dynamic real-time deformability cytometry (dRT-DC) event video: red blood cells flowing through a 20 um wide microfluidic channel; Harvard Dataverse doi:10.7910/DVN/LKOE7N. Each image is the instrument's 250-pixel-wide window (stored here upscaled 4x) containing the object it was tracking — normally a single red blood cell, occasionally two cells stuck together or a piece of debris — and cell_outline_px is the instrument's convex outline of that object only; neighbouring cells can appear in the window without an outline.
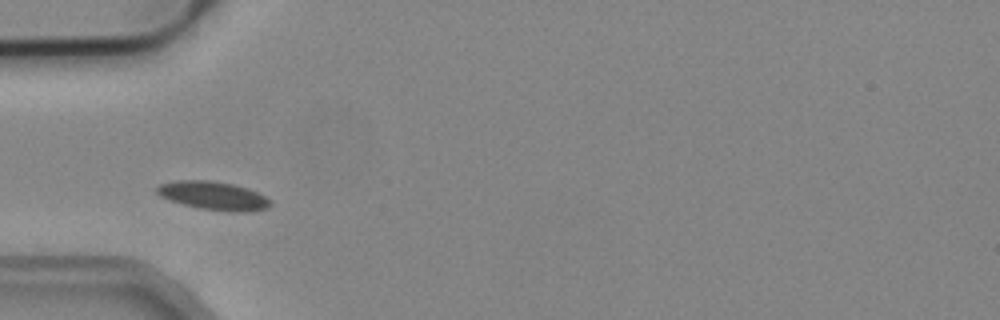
{"species": "common noctule bat (a hibernating species)", "species_latin": "Nyctalus noctula", "temperature_condition": "cold", "stored_images_in_passage": 3, "camera_frame_rate_fps": 3000, "um_per_image_px": 0.085, "animal": {"sex": "male", "body_mass_g": 19.2, "forearm_length_mm": 51.8}, "frame": {"image": 1, "passage_image": 1, "time_ms": 0.0, "image_size_px": [1000, 320], "cell_outline_px": [[272, 204], [268, 208], [244, 212], [228, 212], [200, 208], [168, 200], [160, 196], [156, 192], [156, 188], [160, 184], [176, 180], [208, 180], [232, 184], [248, 188], [272, 200]], "centroid_in_image_um": [18.14, 16.64], "position_along_channel_um": 66.9, "area_um2": 18.84}}